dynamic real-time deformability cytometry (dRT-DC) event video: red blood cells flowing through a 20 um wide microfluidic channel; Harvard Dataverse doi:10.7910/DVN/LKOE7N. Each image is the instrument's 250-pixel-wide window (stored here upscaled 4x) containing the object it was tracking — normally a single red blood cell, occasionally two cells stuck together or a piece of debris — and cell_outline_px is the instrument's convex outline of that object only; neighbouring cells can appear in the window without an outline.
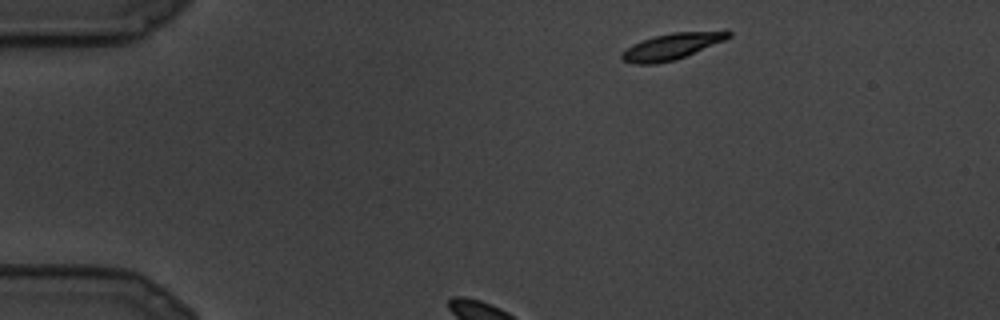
{"species": "common noctule bat (a hibernating species)", "species_latin": "Nyctalus noctula", "temperature_condition": "cold", "stored_images_in_passage": 4, "camera_frame_rate_fps": 3000, "um_per_image_px": 0.085, "animal": {"sex": "male", "body_mass_g": 19.5, "forearm_length_mm": 54.6}, "frame": {"image": 1, "passage_image": 1, "time_ms": 0.0, "image_size_px": [1000, 320], "cell_outline_px": [[732, 36], [724, 40], [684, 56], [672, 60], [656, 64], [632, 64], [624, 60], [620, 56], [632, 44], [652, 36], [672, 32], [728, 28], [732, 32]], "centroid_in_image_um": [57.19, 3.88], "position_along_channel_um": 27.8, "area_um2": 16.59}}